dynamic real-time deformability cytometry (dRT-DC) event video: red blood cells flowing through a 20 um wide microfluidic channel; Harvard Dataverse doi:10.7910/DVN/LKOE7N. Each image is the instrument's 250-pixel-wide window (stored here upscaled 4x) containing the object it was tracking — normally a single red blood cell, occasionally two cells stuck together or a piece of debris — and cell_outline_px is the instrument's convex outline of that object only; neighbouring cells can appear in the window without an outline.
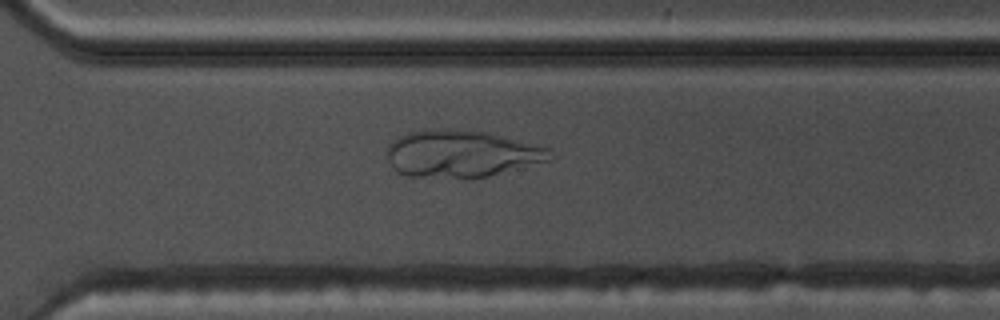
{"species": "common noctule bat (a hibernating species)", "species_latin": "Nyctalus noctula", "temperature_condition": "warm", "stored_images_in_passage": 53, "camera_frame_rate_fps": 3000, "um_per_image_px": 0.085, "animal": {"sex": "male", "body_mass_g": 17.5, "forearm_length_mm": 52.3}, "frame": {"image": 1, "passage_image": 38, "time_ms": 12.333, "image_size_px": [1000, 320], "cell_outline_px": [[552, 160], [488, 176], [408, 176], [396, 172], [392, 168], [388, 160], [388, 144], [392, 140], [408, 132], [424, 128], [436, 128], [484, 132], [548, 148], [552, 156]], "centroid_in_image_um": [39.16, 13.05], "position_along_channel_um": 331.4, "area_um2": 43.99}}